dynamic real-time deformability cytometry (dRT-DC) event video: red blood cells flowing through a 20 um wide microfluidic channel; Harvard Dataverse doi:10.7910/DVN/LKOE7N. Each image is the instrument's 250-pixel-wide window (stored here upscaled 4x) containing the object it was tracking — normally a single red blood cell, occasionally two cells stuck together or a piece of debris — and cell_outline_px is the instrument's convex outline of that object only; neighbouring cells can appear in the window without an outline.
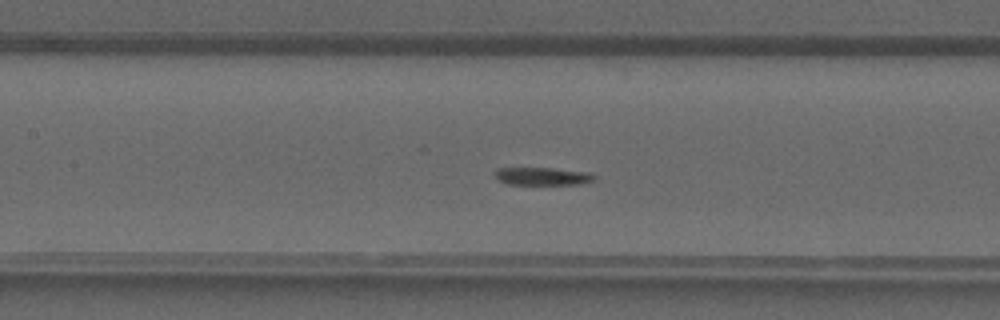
{"species": "common noctule bat (a hibernating species)", "species_latin": "Nyctalus noctula", "temperature_condition": "warm", "stored_images_in_passage": 32, "camera_frame_rate_fps": 3000, "um_per_image_px": 0.085, "animal": {"sex": "male", "forearm_length_mm": 52.5}, "frame": {"image": 1, "passage_image": 10, "time_ms": 3.0, "image_size_px": [1000, 320], "cell_outline_px": [[596, 176], [592, 180], [580, 184], [508, 184], [496, 180], [496, 168], [552, 168], [584, 172]], "centroid_in_image_um": [46.04, 14.98], "position_along_channel_um": 161.4, "area_um2": 10.06}}
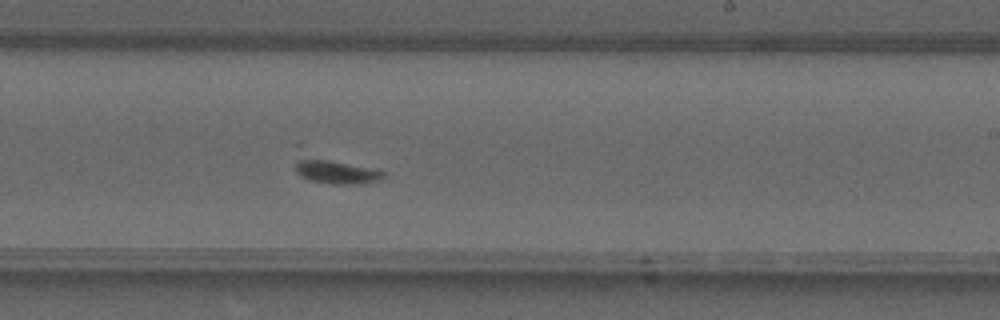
{"frame": {"image": 2, "passage_image": 16, "time_ms": 5.0, "image_size_px": [1000, 320], "cell_outline_px": [[384, 176], [380, 180], [352, 184], [332, 184], [308, 180], [300, 176], [296, 172], [296, 160], [304, 156], [308, 156], [376, 168], [384, 172]], "centroid_in_image_um": [28.53, 14.58], "position_along_channel_um": 260.5, "area_um2": 12.37}}
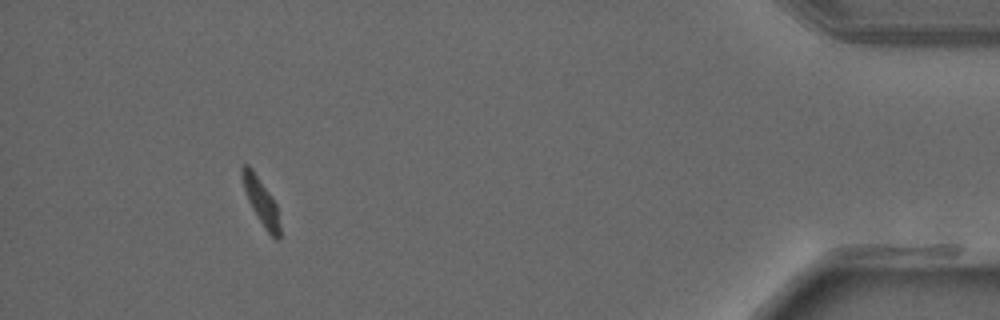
{"frame": {"image": 3, "passage_image": 29, "time_ms": 9.333, "image_size_px": [1000, 320], "cell_outline_px": [[280, 240], [276, 240], [264, 228], [252, 208], [248, 200], [244, 188], [240, 172], [240, 168], [244, 164], [248, 164], [252, 168], [276, 204], [280, 224]], "centroid_in_image_um": [22.18, 17.12], "position_along_channel_um": 413.0, "area_um2": 10.06}}